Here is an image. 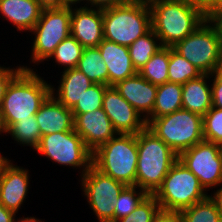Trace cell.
<instances>
[{
  "instance_id": "cell-1",
  "label": "cell",
  "mask_w": 222,
  "mask_h": 222,
  "mask_svg": "<svg viewBox=\"0 0 222 222\" xmlns=\"http://www.w3.org/2000/svg\"><path fill=\"white\" fill-rule=\"evenodd\" d=\"M152 30L162 46L173 47L208 18L203 7L192 0H147Z\"/></svg>"
},
{
  "instance_id": "cell-2",
  "label": "cell",
  "mask_w": 222,
  "mask_h": 222,
  "mask_svg": "<svg viewBox=\"0 0 222 222\" xmlns=\"http://www.w3.org/2000/svg\"><path fill=\"white\" fill-rule=\"evenodd\" d=\"M50 94L51 84L33 69H22L8 84L0 105L6 129L35 115Z\"/></svg>"
},
{
  "instance_id": "cell-3",
  "label": "cell",
  "mask_w": 222,
  "mask_h": 222,
  "mask_svg": "<svg viewBox=\"0 0 222 222\" xmlns=\"http://www.w3.org/2000/svg\"><path fill=\"white\" fill-rule=\"evenodd\" d=\"M137 148L136 186L153 194L178 160V154L147 127L137 133Z\"/></svg>"
},
{
  "instance_id": "cell-4",
  "label": "cell",
  "mask_w": 222,
  "mask_h": 222,
  "mask_svg": "<svg viewBox=\"0 0 222 222\" xmlns=\"http://www.w3.org/2000/svg\"><path fill=\"white\" fill-rule=\"evenodd\" d=\"M104 39L122 46L131 45L152 29L147 0H133L102 10Z\"/></svg>"
},
{
  "instance_id": "cell-5",
  "label": "cell",
  "mask_w": 222,
  "mask_h": 222,
  "mask_svg": "<svg viewBox=\"0 0 222 222\" xmlns=\"http://www.w3.org/2000/svg\"><path fill=\"white\" fill-rule=\"evenodd\" d=\"M137 159V134L118 133L92 152V165L125 185H136Z\"/></svg>"
},
{
  "instance_id": "cell-6",
  "label": "cell",
  "mask_w": 222,
  "mask_h": 222,
  "mask_svg": "<svg viewBox=\"0 0 222 222\" xmlns=\"http://www.w3.org/2000/svg\"><path fill=\"white\" fill-rule=\"evenodd\" d=\"M172 48L202 74L212 75L222 68V33L212 18H208Z\"/></svg>"
},
{
  "instance_id": "cell-7",
  "label": "cell",
  "mask_w": 222,
  "mask_h": 222,
  "mask_svg": "<svg viewBox=\"0 0 222 222\" xmlns=\"http://www.w3.org/2000/svg\"><path fill=\"white\" fill-rule=\"evenodd\" d=\"M152 195L157 199L161 210L176 212H181L209 196L196 175L179 159Z\"/></svg>"
},
{
  "instance_id": "cell-8",
  "label": "cell",
  "mask_w": 222,
  "mask_h": 222,
  "mask_svg": "<svg viewBox=\"0 0 222 222\" xmlns=\"http://www.w3.org/2000/svg\"><path fill=\"white\" fill-rule=\"evenodd\" d=\"M145 121L146 127L178 155L204 140L202 116L183 108Z\"/></svg>"
},
{
  "instance_id": "cell-9",
  "label": "cell",
  "mask_w": 222,
  "mask_h": 222,
  "mask_svg": "<svg viewBox=\"0 0 222 222\" xmlns=\"http://www.w3.org/2000/svg\"><path fill=\"white\" fill-rule=\"evenodd\" d=\"M72 7L43 9L41 16L29 32L34 34L32 40L31 62L40 64L54 52L55 48L71 35Z\"/></svg>"
},
{
  "instance_id": "cell-10",
  "label": "cell",
  "mask_w": 222,
  "mask_h": 222,
  "mask_svg": "<svg viewBox=\"0 0 222 222\" xmlns=\"http://www.w3.org/2000/svg\"><path fill=\"white\" fill-rule=\"evenodd\" d=\"M34 151L53 163L73 169L82 168L80 176L92 165V152L74 129L42 136Z\"/></svg>"
},
{
  "instance_id": "cell-11",
  "label": "cell",
  "mask_w": 222,
  "mask_h": 222,
  "mask_svg": "<svg viewBox=\"0 0 222 222\" xmlns=\"http://www.w3.org/2000/svg\"><path fill=\"white\" fill-rule=\"evenodd\" d=\"M83 195L99 222H114L115 200L127 186L93 165L80 177Z\"/></svg>"
},
{
  "instance_id": "cell-12",
  "label": "cell",
  "mask_w": 222,
  "mask_h": 222,
  "mask_svg": "<svg viewBox=\"0 0 222 222\" xmlns=\"http://www.w3.org/2000/svg\"><path fill=\"white\" fill-rule=\"evenodd\" d=\"M178 159L196 175L206 191L222 185V157L218 144L203 140L181 152Z\"/></svg>"
},
{
  "instance_id": "cell-13",
  "label": "cell",
  "mask_w": 222,
  "mask_h": 222,
  "mask_svg": "<svg viewBox=\"0 0 222 222\" xmlns=\"http://www.w3.org/2000/svg\"><path fill=\"white\" fill-rule=\"evenodd\" d=\"M105 111L117 133L137 134L146 127L145 119L124 99L114 86H107L103 96Z\"/></svg>"
},
{
  "instance_id": "cell-14",
  "label": "cell",
  "mask_w": 222,
  "mask_h": 222,
  "mask_svg": "<svg viewBox=\"0 0 222 222\" xmlns=\"http://www.w3.org/2000/svg\"><path fill=\"white\" fill-rule=\"evenodd\" d=\"M29 170L8 160L0 172V203L15 214L23 205L29 188Z\"/></svg>"
},
{
  "instance_id": "cell-15",
  "label": "cell",
  "mask_w": 222,
  "mask_h": 222,
  "mask_svg": "<svg viewBox=\"0 0 222 222\" xmlns=\"http://www.w3.org/2000/svg\"><path fill=\"white\" fill-rule=\"evenodd\" d=\"M73 116L74 130L82 137L85 146L91 152L118 134L102 108Z\"/></svg>"
},
{
  "instance_id": "cell-16",
  "label": "cell",
  "mask_w": 222,
  "mask_h": 222,
  "mask_svg": "<svg viewBox=\"0 0 222 222\" xmlns=\"http://www.w3.org/2000/svg\"><path fill=\"white\" fill-rule=\"evenodd\" d=\"M71 35L84 47H98L104 39L102 10L81 6L72 8Z\"/></svg>"
},
{
  "instance_id": "cell-17",
  "label": "cell",
  "mask_w": 222,
  "mask_h": 222,
  "mask_svg": "<svg viewBox=\"0 0 222 222\" xmlns=\"http://www.w3.org/2000/svg\"><path fill=\"white\" fill-rule=\"evenodd\" d=\"M114 87L145 120L151 115L157 94L156 85L144 79L137 72L118 82Z\"/></svg>"
},
{
  "instance_id": "cell-18",
  "label": "cell",
  "mask_w": 222,
  "mask_h": 222,
  "mask_svg": "<svg viewBox=\"0 0 222 222\" xmlns=\"http://www.w3.org/2000/svg\"><path fill=\"white\" fill-rule=\"evenodd\" d=\"M98 48L108 69V86H114L137 73L127 46L103 39Z\"/></svg>"
},
{
  "instance_id": "cell-19",
  "label": "cell",
  "mask_w": 222,
  "mask_h": 222,
  "mask_svg": "<svg viewBox=\"0 0 222 222\" xmlns=\"http://www.w3.org/2000/svg\"><path fill=\"white\" fill-rule=\"evenodd\" d=\"M35 117L42 136L74 129L73 112L51 94L42 103Z\"/></svg>"
},
{
  "instance_id": "cell-20",
  "label": "cell",
  "mask_w": 222,
  "mask_h": 222,
  "mask_svg": "<svg viewBox=\"0 0 222 222\" xmlns=\"http://www.w3.org/2000/svg\"><path fill=\"white\" fill-rule=\"evenodd\" d=\"M43 8L36 0H0V14L17 31H31L38 22Z\"/></svg>"
},
{
  "instance_id": "cell-21",
  "label": "cell",
  "mask_w": 222,
  "mask_h": 222,
  "mask_svg": "<svg viewBox=\"0 0 222 222\" xmlns=\"http://www.w3.org/2000/svg\"><path fill=\"white\" fill-rule=\"evenodd\" d=\"M61 73L58 90L51 85V95L58 102L72 109L85 90L94 83L78 68L66 69Z\"/></svg>"
},
{
  "instance_id": "cell-22",
  "label": "cell",
  "mask_w": 222,
  "mask_h": 222,
  "mask_svg": "<svg viewBox=\"0 0 222 222\" xmlns=\"http://www.w3.org/2000/svg\"><path fill=\"white\" fill-rule=\"evenodd\" d=\"M211 75L200 77L182 84V108L202 117L212 107V91L209 83Z\"/></svg>"
},
{
  "instance_id": "cell-23",
  "label": "cell",
  "mask_w": 222,
  "mask_h": 222,
  "mask_svg": "<svg viewBox=\"0 0 222 222\" xmlns=\"http://www.w3.org/2000/svg\"><path fill=\"white\" fill-rule=\"evenodd\" d=\"M182 108V85L166 82L157 86L153 111L148 118H158Z\"/></svg>"
},
{
  "instance_id": "cell-24",
  "label": "cell",
  "mask_w": 222,
  "mask_h": 222,
  "mask_svg": "<svg viewBox=\"0 0 222 222\" xmlns=\"http://www.w3.org/2000/svg\"><path fill=\"white\" fill-rule=\"evenodd\" d=\"M77 68L94 84H104L108 86V69L103 62L98 47L84 48Z\"/></svg>"
},
{
  "instance_id": "cell-25",
  "label": "cell",
  "mask_w": 222,
  "mask_h": 222,
  "mask_svg": "<svg viewBox=\"0 0 222 222\" xmlns=\"http://www.w3.org/2000/svg\"><path fill=\"white\" fill-rule=\"evenodd\" d=\"M162 47L160 39L152 29L129 45L128 49L131 61L137 72L151 59L153 54Z\"/></svg>"
},
{
  "instance_id": "cell-26",
  "label": "cell",
  "mask_w": 222,
  "mask_h": 222,
  "mask_svg": "<svg viewBox=\"0 0 222 222\" xmlns=\"http://www.w3.org/2000/svg\"><path fill=\"white\" fill-rule=\"evenodd\" d=\"M169 47L160 48L138 73L153 85L168 82Z\"/></svg>"
},
{
  "instance_id": "cell-27",
  "label": "cell",
  "mask_w": 222,
  "mask_h": 222,
  "mask_svg": "<svg viewBox=\"0 0 222 222\" xmlns=\"http://www.w3.org/2000/svg\"><path fill=\"white\" fill-rule=\"evenodd\" d=\"M202 73L186 58L169 47L168 82L185 84L200 77Z\"/></svg>"
},
{
  "instance_id": "cell-28",
  "label": "cell",
  "mask_w": 222,
  "mask_h": 222,
  "mask_svg": "<svg viewBox=\"0 0 222 222\" xmlns=\"http://www.w3.org/2000/svg\"><path fill=\"white\" fill-rule=\"evenodd\" d=\"M6 134H9L12 139L14 138L13 140L19 145L30 146L33 150L38 146L42 137L35 115L12 124Z\"/></svg>"
},
{
  "instance_id": "cell-29",
  "label": "cell",
  "mask_w": 222,
  "mask_h": 222,
  "mask_svg": "<svg viewBox=\"0 0 222 222\" xmlns=\"http://www.w3.org/2000/svg\"><path fill=\"white\" fill-rule=\"evenodd\" d=\"M83 50L84 47L72 35H69L61 41L48 59L53 58L52 61L55 60L58 66H63V70L77 68Z\"/></svg>"
},
{
  "instance_id": "cell-30",
  "label": "cell",
  "mask_w": 222,
  "mask_h": 222,
  "mask_svg": "<svg viewBox=\"0 0 222 222\" xmlns=\"http://www.w3.org/2000/svg\"><path fill=\"white\" fill-rule=\"evenodd\" d=\"M184 222H222V214L208 196L181 211Z\"/></svg>"
},
{
  "instance_id": "cell-31",
  "label": "cell",
  "mask_w": 222,
  "mask_h": 222,
  "mask_svg": "<svg viewBox=\"0 0 222 222\" xmlns=\"http://www.w3.org/2000/svg\"><path fill=\"white\" fill-rule=\"evenodd\" d=\"M147 195L148 193L138 186L127 185L114 202V222L131 214Z\"/></svg>"
},
{
  "instance_id": "cell-32",
  "label": "cell",
  "mask_w": 222,
  "mask_h": 222,
  "mask_svg": "<svg viewBox=\"0 0 222 222\" xmlns=\"http://www.w3.org/2000/svg\"><path fill=\"white\" fill-rule=\"evenodd\" d=\"M107 85L92 84L71 109L73 115L84 114L102 108L103 96Z\"/></svg>"
},
{
  "instance_id": "cell-33",
  "label": "cell",
  "mask_w": 222,
  "mask_h": 222,
  "mask_svg": "<svg viewBox=\"0 0 222 222\" xmlns=\"http://www.w3.org/2000/svg\"><path fill=\"white\" fill-rule=\"evenodd\" d=\"M159 211L160 206L157 199L152 194H148L131 214L116 222H154Z\"/></svg>"
},
{
  "instance_id": "cell-34",
  "label": "cell",
  "mask_w": 222,
  "mask_h": 222,
  "mask_svg": "<svg viewBox=\"0 0 222 222\" xmlns=\"http://www.w3.org/2000/svg\"><path fill=\"white\" fill-rule=\"evenodd\" d=\"M202 118L204 140L222 144V109L211 107Z\"/></svg>"
},
{
  "instance_id": "cell-35",
  "label": "cell",
  "mask_w": 222,
  "mask_h": 222,
  "mask_svg": "<svg viewBox=\"0 0 222 222\" xmlns=\"http://www.w3.org/2000/svg\"><path fill=\"white\" fill-rule=\"evenodd\" d=\"M31 70V68L27 66H17L16 68H10L0 65V105L2 103V99L5 95L6 88L11 80L21 71V70Z\"/></svg>"
},
{
  "instance_id": "cell-36",
  "label": "cell",
  "mask_w": 222,
  "mask_h": 222,
  "mask_svg": "<svg viewBox=\"0 0 222 222\" xmlns=\"http://www.w3.org/2000/svg\"><path fill=\"white\" fill-rule=\"evenodd\" d=\"M211 78L212 107L222 109V68L214 72Z\"/></svg>"
},
{
  "instance_id": "cell-37",
  "label": "cell",
  "mask_w": 222,
  "mask_h": 222,
  "mask_svg": "<svg viewBox=\"0 0 222 222\" xmlns=\"http://www.w3.org/2000/svg\"><path fill=\"white\" fill-rule=\"evenodd\" d=\"M130 1L133 0H88V3H86L84 6L89 7L90 5V8L104 10L112 8L114 6L128 3Z\"/></svg>"
},
{
  "instance_id": "cell-38",
  "label": "cell",
  "mask_w": 222,
  "mask_h": 222,
  "mask_svg": "<svg viewBox=\"0 0 222 222\" xmlns=\"http://www.w3.org/2000/svg\"><path fill=\"white\" fill-rule=\"evenodd\" d=\"M154 222H184L181 212L161 210L156 214Z\"/></svg>"
},
{
  "instance_id": "cell-39",
  "label": "cell",
  "mask_w": 222,
  "mask_h": 222,
  "mask_svg": "<svg viewBox=\"0 0 222 222\" xmlns=\"http://www.w3.org/2000/svg\"><path fill=\"white\" fill-rule=\"evenodd\" d=\"M207 18H213L222 9V0H208L203 6Z\"/></svg>"
},
{
  "instance_id": "cell-40",
  "label": "cell",
  "mask_w": 222,
  "mask_h": 222,
  "mask_svg": "<svg viewBox=\"0 0 222 222\" xmlns=\"http://www.w3.org/2000/svg\"><path fill=\"white\" fill-rule=\"evenodd\" d=\"M16 214L13 211L7 210L0 203V222H15Z\"/></svg>"
},
{
  "instance_id": "cell-41",
  "label": "cell",
  "mask_w": 222,
  "mask_h": 222,
  "mask_svg": "<svg viewBox=\"0 0 222 222\" xmlns=\"http://www.w3.org/2000/svg\"><path fill=\"white\" fill-rule=\"evenodd\" d=\"M43 9L63 8V0H36Z\"/></svg>"
},
{
  "instance_id": "cell-42",
  "label": "cell",
  "mask_w": 222,
  "mask_h": 222,
  "mask_svg": "<svg viewBox=\"0 0 222 222\" xmlns=\"http://www.w3.org/2000/svg\"><path fill=\"white\" fill-rule=\"evenodd\" d=\"M220 188L214 191L213 195H209V197L215 202L217 208L222 214V185L219 186Z\"/></svg>"
},
{
  "instance_id": "cell-43",
  "label": "cell",
  "mask_w": 222,
  "mask_h": 222,
  "mask_svg": "<svg viewBox=\"0 0 222 222\" xmlns=\"http://www.w3.org/2000/svg\"><path fill=\"white\" fill-rule=\"evenodd\" d=\"M82 1L83 3H88V0H63V7H74V5L77 6L76 4L81 3Z\"/></svg>"
},
{
  "instance_id": "cell-44",
  "label": "cell",
  "mask_w": 222,
  "mask_h": 222,
  "mask_svg": "<svg viewBox=\"0 0 222 222\" xmlns=\"http://www.w3.org/2000/svg\"><path fill=\"white\" fill-rule=\"evenodd\" d=\"M15 222H42L41 219L35 218L34 216L21 217V219H16Z\"/></svg>"
},
{
  "instance_id": "cell-45",
  "label": "cell",
  "mask_w": 222,
  "mask_h": 222,
  "mask_svg": "<svg viewBox=\"0 0 222 222\" xmlns=\"http://www.w3.org/2000/svg\"><path fill=\"white\" fill-rule=\"evenodd\" d=\"M212 19L218 24L222 33V9Z\"/></svg>"
},
{
  "instance_id": "cell-46",
  "label": "cell",
  "mask_w": 222,
  "mask_h": 222,
  "mask_svg": "<svg viewBox=\"0 0 222 222\" xmlns=\"http://www.w3.org/2000/svg\"><path fill=\"white\" fill-rule=\"evenodd\" d=\"M2 133H7V129H6V126H5V123H4V120H3V115H2V111H1V108H0V135Z\"/></svg>"
},
{
  "instance_id": "cell-47",
  "label": "cell",
  "mask_w": 222,
  "mask_h": 222,
  "mask_svg": "<svg viewBox=\"0 0 222 222\" xmlns=\"http://www.w3.org/2000/svg\"><path fill=\"white\" fill-rule=\"evenodd\" d=\"M9 160V158L4 157L0 152V172L3 168V165Z\"/></svg>"
},
{
  "instance_id": "cell-48",
  "label": "cell",
  "mask_w": 222,
  "mask_h": 222,
  "mask_svg": "<svg viewBox=\"0 0 222 222\" xmlns=\"http://www.w3.org/2000/svg\"><path fill=\"white\" fill-rule=\"evenodd\" d=\"M192 1L203 6L208 0H192Z\"/></svg>"
},
{
  "instance_id": "cell-49",
  "label": "cell",
  "mask_w": 222,
  "mask_h": 222,
  "mask_svg": "<svg viewBox=\"0 0 222 222\" xmlns=\"http://www.w3.org/2000/svg\"><path fill=\"white\" fill-rule=\"evenodd\" d=\"M219 149H220V154H221V157H222V144L219 145Z\"/></svg>"
}]
</instances>
